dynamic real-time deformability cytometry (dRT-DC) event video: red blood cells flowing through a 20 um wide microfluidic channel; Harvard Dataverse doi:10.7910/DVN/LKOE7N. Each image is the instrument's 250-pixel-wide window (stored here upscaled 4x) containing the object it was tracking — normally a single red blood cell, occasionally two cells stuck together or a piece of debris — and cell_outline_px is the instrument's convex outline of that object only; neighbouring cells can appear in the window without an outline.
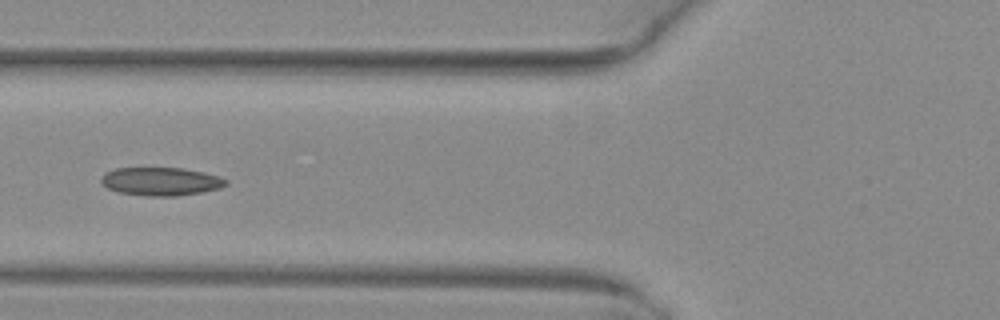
{"species": "common noctule bat (a hibernating species)", "species_latin": "Nyctalus noctula", "temperature_condition": "warm", "stored_images_in_passage": 5, "camera_frame_rate_fps": 3000, "um_per_image_px": 0.085, "animal": {"sex": "female", "body_mass_g": 29.2, "forearm_length_mm": 56.3}, "frame": {"image": 1, "passage_image": 5, "time_ms": 1.333, "image_size_px": [1000, 320], "cell_outline_px": [[228, 184], [220, 188], [200, 192], [176, 196], [148, 196], [116, 192], [100, 184], [100, 180], [104, 172], [116, 168], [180, 168], [204, 172], [220, 176], [228, 180]], "centroid_in_image_um": [13.65, 15.42], "position_along_channel_um": 112.2, "area_um2": 20.69}}